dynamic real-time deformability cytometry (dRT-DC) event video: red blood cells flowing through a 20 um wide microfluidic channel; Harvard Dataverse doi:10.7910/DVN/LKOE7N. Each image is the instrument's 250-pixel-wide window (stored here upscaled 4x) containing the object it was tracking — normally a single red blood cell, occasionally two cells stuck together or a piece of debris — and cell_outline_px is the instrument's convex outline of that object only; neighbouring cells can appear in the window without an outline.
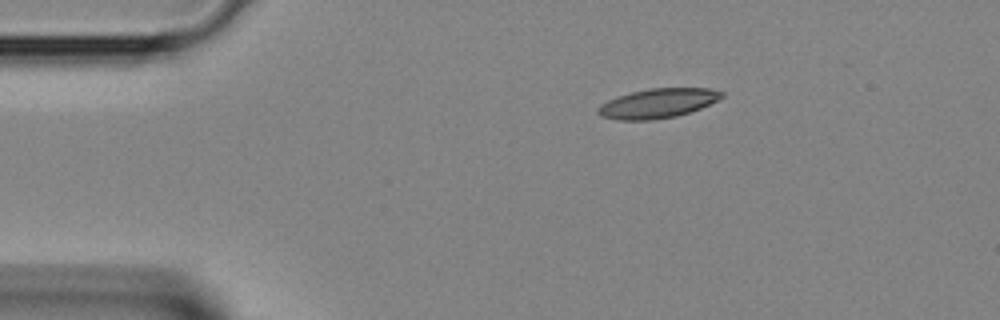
{"species": "Egyptian fruit bat (a non-hibernating species)", "species_latin": "Rousettus aegyptiacus", "temperature_condition": "room temperature", "stored_images_in_passage": 2, "camera_frame_rate_fps": 3000, "um_per_image_px": 0.085, "animal": {"sex": "female"}, "frame": {"image": 1, "passage_image": 1, "time_ms": 0.0, "image_size_px": [1000, 320], "cell_outline_px": [[724, 96], [700, 108], [676, 116], [652, 120], [616, 120], [604, 116], [596, 112], [596, 108], [600, 104], [616, 96], [648, 88], [708, 88], [724, 92]], "centroid_in_image_um": [55.87, 8.77], "position_along_channel_um": 29.1, "area_um2": 21.15}}
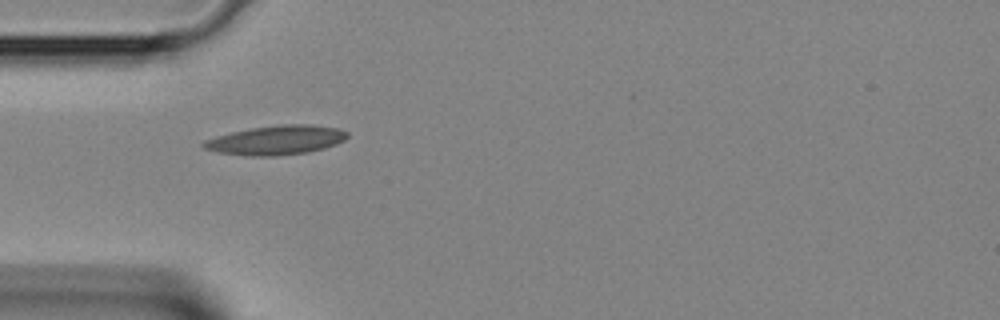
{"frame": {"image": 2, "passage_image": 2, "time_ms": 0.333, "image_size_px": [1000, 320], "cell_outline_px": [[348, 136], [344, 140], [336, 144], [324, 148], [308, 152], [276, 156], [248, 156], [220, 152], [204, 148], [200, 144], [204, 140], [216, 136], [232, 132], [252, 128], [280, 124], [312, 124], [336, 128], [348, 132]], "centroid_in_image_um": [23.48, 11.91], "position_along_channel_um": 61.5, "area_um2": 24.45}}